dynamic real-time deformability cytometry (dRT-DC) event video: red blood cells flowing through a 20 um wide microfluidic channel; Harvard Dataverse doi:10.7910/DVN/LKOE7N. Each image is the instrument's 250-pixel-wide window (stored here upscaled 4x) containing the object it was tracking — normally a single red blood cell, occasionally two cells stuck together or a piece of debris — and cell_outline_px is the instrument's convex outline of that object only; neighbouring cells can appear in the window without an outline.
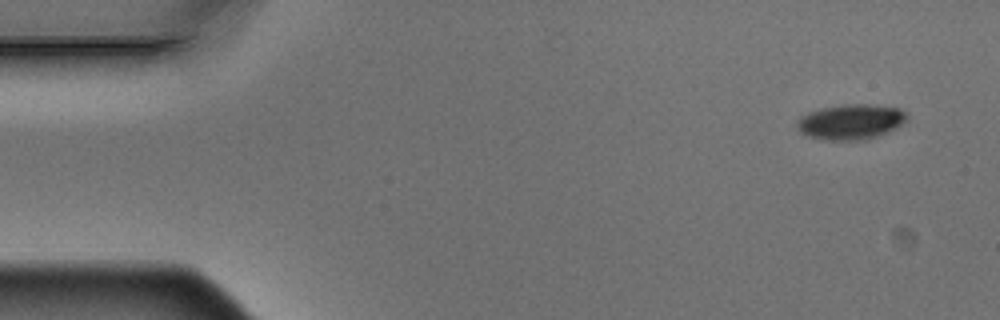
{"species": "Egyptian fruit bat (a non-hibernating species)", "species_latin": "Rousettus aegyptiacus", "temperature_condition": "warm", "stored_images_in_passage": 9, "camera_frame_rate_fps": 3000, "um_per_image_px": 0.085, "animal": {"sex": "male"}, "frame": {"image": 1, "passage_image": 1, "time_ms": 0.0, "image_size_px": [1000, 320], "cell_outline_px": [[908, 116], [896, 128], [876, 136], [864, 140], [824, 140], [808, 136], [800, 132], [796, 128], [796, 124], [800, 116], [808, 112], [820, 108], [844, 104], [868, 104], [900, 108], [908, 112]], "centroid_in_image_um": [72.28, 10.35], "position_along_channel_um": 12.7, "area_um2": 22.66}}
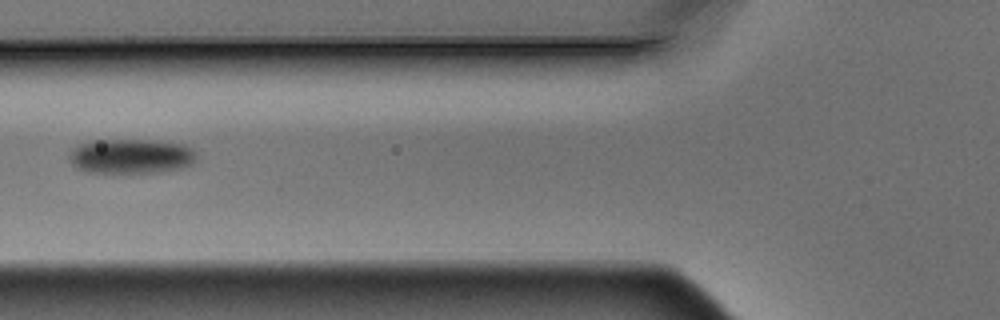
{"frame": {"image": 2, "passage_image": 6, "time_ms": 1.667, "image_size_px": [1000, 320], "cell_outline_px": [[196, 160], [192, 164], [180, 168], [160, 172], [84, 172], [76, 168], [68, 160], [68, 156], [72, 148], [80, 144], [96, 140], [148, 140], [184, 144], [192, 148], [196, 152]], "centroid_in_image_um": [11.12, 13.28], "position_along_channel_um": 114.7, "area_um2": 25.84}}
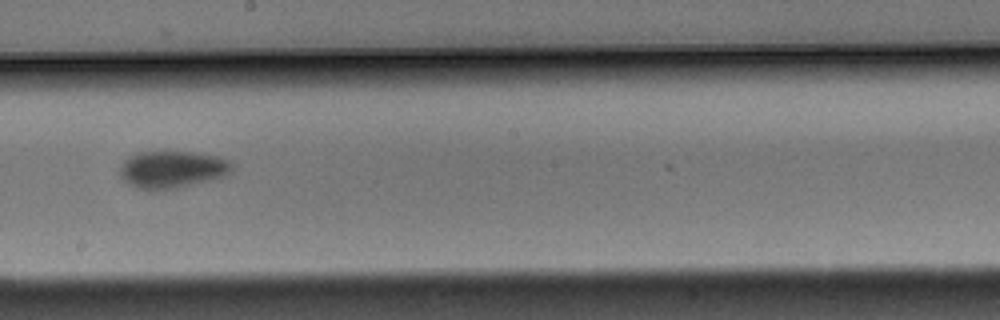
{"frame": {"image": 3, "passage_image": 9, "time_ms": 2.667, "image_size_px": [1000, 320], "cell_outline_px": [[232, 168], [224, 176], [176, 188], [156, 192], [152, 192], [136, 188], [124, 180], [120, 176], [120, 164], [128, 156], [136, 152], [192, 152], [216, 156], [228, 160], [232, 164]], "centroid_in_image_um": [14.55, 14.42], "position_along_channel_um": 233.6, "area_um2": 24.39}}